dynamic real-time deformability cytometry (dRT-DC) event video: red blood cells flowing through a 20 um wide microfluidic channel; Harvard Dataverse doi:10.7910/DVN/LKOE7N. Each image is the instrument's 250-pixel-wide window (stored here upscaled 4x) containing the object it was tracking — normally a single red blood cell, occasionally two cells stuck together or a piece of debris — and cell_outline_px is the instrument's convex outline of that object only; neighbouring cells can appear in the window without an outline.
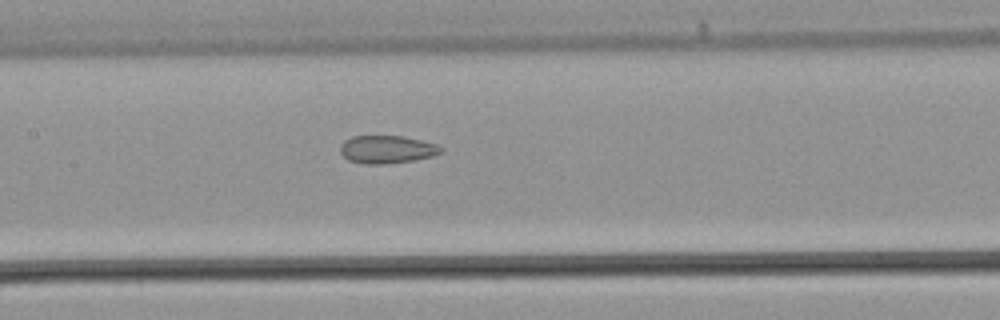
{"species": "common noctule bat (a hibernating species)", "species_latin": "Nyctalus noctula", "temperature_condition": "warm", "stored_images_in_passage": 39, "segment_of_instrument_passage": [2, 2], "camera_frame_rate_fps": 3000, "um_per_image_px": 0.085, "animal": {"sex": "male", "body_mass_g": 21.5, "forearm_length_mm": 52.0}, "frame": {"image": 1, "passage_image": 18, "time_ms": 5.667, "image_size_px": [1000, 320], "cell_outline_px": [[444, 148], [440, 152], [432, 156], [416, 160], [384, 164], [364, 164], [348, 160], [340, 152], [340, 144], [344, 140], [352, 136], [404, 136], [436, 144]], "centroid_in_image_um": [32.86, 12.7], "position_along_channel_um": 174.5, "area_um2": 16.42}}
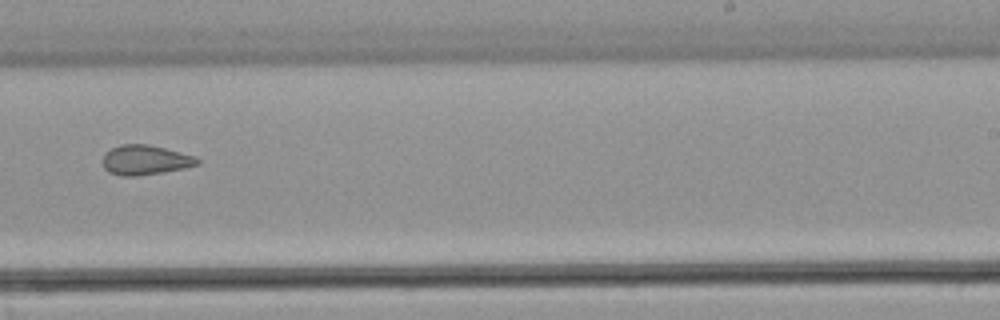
{"frame": {"image": 2, "passage_image": 24, "time_ms": 7.667, "image_size_px": [1000, 320], "cell_outline_px": [[200, 164], [184, 168], [136, 176], [120, 176], [108, 172], [104, 168], [104, 152], [120, 144], [148, 144], [164, 148], [192, 156], [200, 160]], "centroid_in_image_um": [12.3, 13.6], "position_along_channel_um": 276.7, "area_um2": 16.18}}
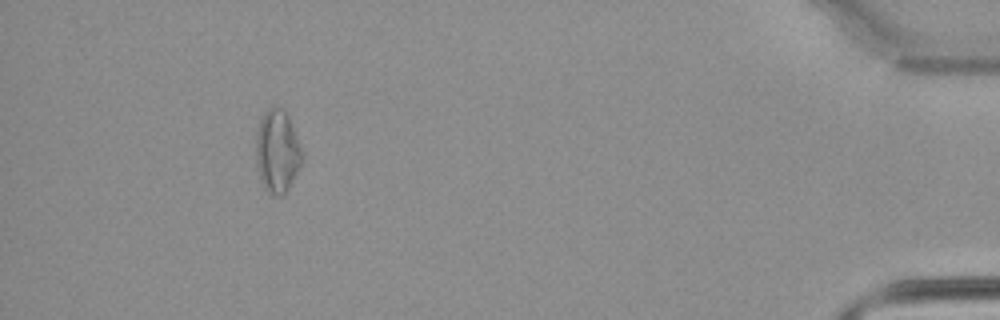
{"frame": {"image": 3, "passage_image": 36, "time_ms": 11.667, "image_size_px": [1000, 320], "cell_outline_px": [[300, 168], [288, 188], [280, 196], [276, 196], [268, 192], [264, 188], [260, 176], [256, 160], [256, 128], [264, 112], [272, 104], [284, 108], [288, 116], [300, 144]], "centroid_in_image_um": [23.54, 12.8], "position_along_channel_um": 411.7, "area_um2": 22.14}}